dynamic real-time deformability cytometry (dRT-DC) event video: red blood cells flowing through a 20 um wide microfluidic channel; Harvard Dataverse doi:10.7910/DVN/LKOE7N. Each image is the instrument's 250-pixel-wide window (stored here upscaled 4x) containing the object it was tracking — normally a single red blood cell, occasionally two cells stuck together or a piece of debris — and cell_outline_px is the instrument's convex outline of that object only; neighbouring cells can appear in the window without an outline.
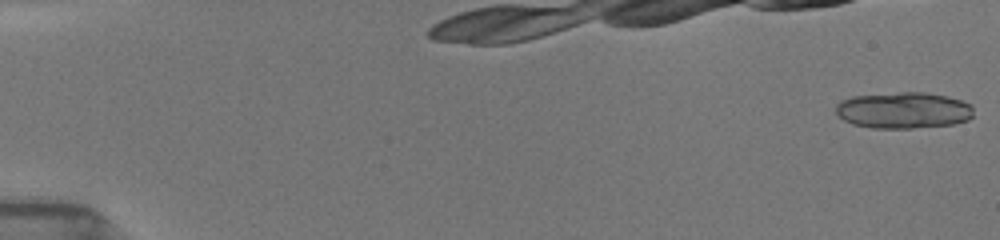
{"species": "common noctule bat (a hibernating species)", "species_latin": "Nyctalus noctula", "temperature_condition": "room temperature", "stored_images_in_passage": 16, "camera_frame_rate_fps": 3000, "um_per_image_px": 0.085, "animal": {"sex": "female", "body_mass_g": 19.5, "forearm_length_mm": 54.1}, "frame": {"image": 1, "passage_image": 1, "time_ms": 0.0, "image_size_px": [1000, 240], "cell_outline_px": [[972, 116], [968, 120], [952, 124], [912, 128], [872, 128], [852, 124], [844, 120], [836, 112], [836, 104], [840, 100], [852, 96], [900, 92], [924, 92], [948, 96], [972, 104]], "centroid_in_image_um": [76.78, 9.37], "position_along_channel_um": 8.2, "area_um2": 29.25}}
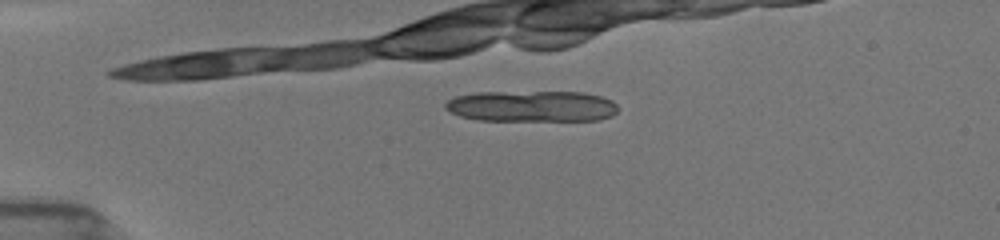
{"frame": {"image": 2, "passage_image": 13, "time_ms": 4.0, "image_size_px": [1000, 240], "cell_outline_px": [[620, 108], [612, 116], [600, 120], [476, 120], [460, 116], [444, 108], [444, 104], [448, 100], [456, 96], [476, 92], [584, 92], [600, 96], [612, 100]], "centroid_in_image_um": [45.22, 9.02], "position_along_channel_um": 39.8, "area_um2": 31.44}}